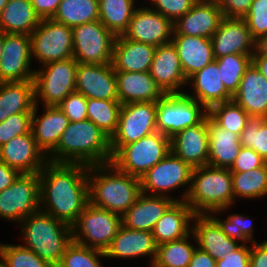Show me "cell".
Returning a JSON list of instances; mask_svg holds the SVG:
<instances>
[{"label":"cell","instance_id":"1","mask_svg":"<svg viewBox=\"0 0 267 267\" xmlns=\"http://www.w3.org/2000/svg\"><path fill=\"white\" fill-rule=\"evenodd\" d=\"M88 168L48 161L38 173L40 210L72 227L89 203Z\"/></svg>","mask_w":267,"mask_h":267},{"label":"cell","instance_id":"2","mask_svg":"<svg viewBox=\"0 0 267 267\" xmlns=\"http://www.w3.org/2000/svg\"><path fill=\"white\" fill-rule=\"evenodd\" d=\"M47 160L86 166L111 163L110 138L91 120L70 122Z\"/></svg>","mask_w":267,"mask_h":267},{"label":"cell","instance_id":"3","mask_svg":"<svg viewBox=\"0 0 267 267\" xmlns=\"http://www.w3.org/2000/svg\"><path fill=\"white\" fill-rule=\"evenodd\" d=\"M89 202L121 216L142 193L140 178L118 170L112 163L89 166Z\"/></svg>","mask_w":267,"mask_h":267},{"label":"cell","instance_id":"4","mask_svg":"<svg viewBox=\"0 0 267 267\" xmlns=\"http://www.w3.org/2000/svg\"><path fill=\"white\" fill-rule=\"evenodd\" d=\"M26 248L35 252L52 267H57L67 246L72 242V227L51 214L38 210L20 224Z\"/></svg>","mask_w":267,"mask_h":267},{"label":"cell","instance_id":"5","mask_svg":"<svg viewBox=\"0 0 267 267\" xmlns=\"http://www.w3.org/2000/svg\"><path fill=\"white\" fill-rule=\"evenodd\" d=\"M185 201L195 214L225 212L235 205L229 168L209 165L193 168L191 187Z\"/></svg>","mask_w":267,"mask_h":267},{"label":"cell","instance_id":"6","mask_svg":"<svg viewBox=\"0 0 267 267\" xmlns=\"http://www.w3.org/2000/svg\"><path fill=\"white\" fill-rule=\"evenodd\" d=\"M171 151L170 139L154 132L140 140L121 146L111 163L121 172L140 178Z\"/></svg>","mask_w":267,"mask_h":267},{"label":"cell","instance_id":"7","mask_svg":"<svg viewBox=\"0 0 267 267\" xmlns=\"http://www.w3.org/2000/svg\"><path fill=\"white\" fill-rule=\"evenodd\" d=\"M156 104L157 132L169 139L181 130L199 124L208 115V110L186 92L165 94Z\"/></svg>","mask_w":267,"mask_h":267},{"label":"cell","instance_id":"8","mask_svg":"<svg viewBox=\"0 0 267 267\" xmlns=\"http://www.w3.org/2000/svg\"><path fill=\"white\" fill-rule=\"evenodd\" d=\"M121 225L120 214L98 208L89 202L72 226L73 241L105 252Z\"/></svg>","mask_w":267,"mask_h":267},{"label":"cell","instance_id":"9","mask_svg":"<svg viewBox=\"0 0 267 267\" xmlns=\"http://www.w3.org/2000/svg\"><path fill=\"white\" fill-rule=\"evenodd\" d=\"M78 62L72 57L53 61L35 69V102L43 106H58L75 91Z\"/></svg>","mask_w":267,"mask_h":267},{"label":"cell","instance_id":"10","mask_svg":"<svg viewBox=\"0 0 267 267\" xmlns=\"http://www.w3.org/2000/svg\"><path fill=\"white\" fill-rule=\"evenodd\" d=\"M193 168L170 151L161 161L140 177L142 192L149 195L169 196L173 190L185 187L179 201H185L191 187ZM185 185V186H184Z\"/></svg>","mask_w":267,"mask_h":267},{"label":"cell","instance_id":"11","mask_svg":"<svg viewBox=\"0 0 267 267\" xmlns=\"http://www.w3.org/2000/svg\"><path fill=\"white\" fill-rule=\"evenodd\" d=\"M31 37V58L40 66L73 57L72 28L52 18L42 19Z\"/></svg>","mask_w":267,"mask_h":267},{"label":"cell","instance_id":"12","mask_svg":"<svg viewBox=\"0 0 267 267\" xmlns=\"http://www.w3.org/2000/svg\"><path fill=\"white\" fill-rule=\"evenodd\" d=\"M40 210L39 174L21 173L0 192V219L15 221L17 225L30 214Z\"/></svg>","mask_w":267,"mask_h":267},{"label":"cell","instance_id":"13","mask_svg":"<svg viewBox=\"0 0 267 267\" xmlns=\"http://www.w3.org/2000/svg\"><path fill=\"white\" fill-rule=\"evenodd\" d=\"M73 58L78 63H112L116 36L99 20L72 28Z\"/></svg>","mask_w":267,"mask_h":267},{"label":"cell","instance_id":"14","mask_svg":"<svg viewBox=\"0 0 267 267\" xmlns=\"http://www.w3.org/2000/svg\"><path fill=\"white\" fill-rule=\"evenodd\" d=\"M156 110V102L122 104L117 130L110 139L111 154L156 132Z\"/></svg>","mask_w":267,"mask_h":267},{"label":"cell","instance_id":"15","mask_svg":"<svg viewBox=\"0 0 267 267\" xmlns=\"http://www.w3.org/2000/svg\"><path fill=\"white\" fill-rule=\"evenodd\" d=\"M31 37L25 34L4 33L3 54L0 60V83L34 79L31 66Z\"/></svg>","mask_w":267,"mask_h":267},{"label":"cell","instance_id":"16","mask_svg":"<svg viewBox=\"0 0 267 267\" xmlns=\"http://www.w3.org/2000/svg\"><path fill=\"white\" fill-rule=\"evenodd\" d=\"M173 31V22L169 18L149 6H143L136 8L123 36L135 42L158 47L172 41Z\"/></svg>","mask_w":267,"mask_h":267},{"label":"cell","instance_id":"17","mask_svg":"<svg viewBox=\"0 0 267 267\" xmlns=\"http://www.w3.org/2000/svg\"><path fill=\"white\" fill-rule=\"evenodd\" d=\"M75 91L87 99L118 100L117 81L112 63H78Z\"/></svg>","mask_w":267,"mask_h":267},{"label":"cell","instance_id":"18","mask_svg":"<svg viewBox=\"0 0 267 267\" xmlns=\"http://www.w3.org/2000/svg\"><path fill=\"white\" fill-rule=\"evenodd\" d=\"M0 161L20 173L38 174L48 162L37 146L32 130L9 140L0 147Z\"/></svg>","mask_w":267,"mask_h":267},{"label":"cell","instance_id":"19","mask_svg":"<svg viewBox=\"0 0 267 267\" xmlns=\"http://www.w3.org/2000/svg\"><path fill=\"white\" fill-rule=\"evenodd\" d=\"M223 18L216 0H198L184 16L173 23V35L210 39Z\"/></svg>","mask_w":267,"mask_h":267},{"label":"cell","instance_id":"20","mask_svg":"<svg viewBox=\"0 0 267 267\" xmlns=\"http://www.w3.org/2000/svg\"><path fill=\"white\" fill-rule=\"evenodd\" d=\"M215 59L230 54L253 55L255 39L243 18H223L210 38Z\"/></svg>","mask_w":267,"mask_h":267},{"label":"cell","instance_id":"21","mask_svg":"<svg viewBox=\"0 0 267 267\" xmlns=\"http://www.w3.org/2000/svg\"><path fill=\"white\" fill-rule=\"evenodd\" d=\"M171 151L192 168L208 165L207 116L197 125L181 130L170 139Z\"/></svg>","mask_w":267,"mask_h":267},{"label":"cell","instance_id":"22","mask_svg":"<svg viewBox=\"0 0 267 267\" xmlns=\"http://www.w3.org/2000/svg\"><path fill=\"white\" fill-rule=\"evenodd\" d=\"M149 72L165 94L185 92L187 79L172 42L156 47Z\"/></svg>","mask_w":267,"mask_h":267},{"label":"cell","instance_id":"23","mask_svg":"<svg viewBox=\"0 0 267 267\" xmlns=\"http://www.w3.org/2000/svg\"><path fill=\"white\" fill-rule=\"evenodd\" d=\"M106 258H139L150 257V266L153 265L157 255V245L152 232L144 230H133L123 225L119 228L116 236L105 250Z\"/></svg>","mask_w":267,"mask_h":267},{"label":"cell","instance_id":"24","mask_svg":"<svg viewBox=\"0 0 267 267\" xmlns=\"http://www.w3.org/2000/svg\"><path fill=\"white\" fill-rule=\"evenodd\" d=\"M192 233L197 247L207 252L214 260H223L229 251L237 250L242 245L238 240L227 237L209 214L194 215Z\"/></svg>","mask_w":267,"mask_h":267},{"label":"cell","instance_id":"25","mask_svg":"<svg viewBox=\"0 0 267 267\" xmlns=\"http://www.w3.org/2000/svg\"><path fill=\"white\" fill-rule=\"evenodd\" d=\"M179 199L141 193L135 203L122 215V225L133 230L152 232L157 221Z\"/></svg>","mask_w":267,"mask_h":267},{"label":"cell","instance_id":"26","mask_svg":"<svg viewBox=\"0 0 267 267\" xmlns=\"http://www.w3.org/2000/svg\"><path fill=\"white\" fill-rule=\"evenodd\" d=\"M188 84L193 87L194 93L186 94L201 103L207 110L215 104L233 99L221 81L218 63L215 60L190 76L187 79V86Z\"/></svg>","mask_w":267,"mask_h":267},{"label":"cell","instance_id":"27","mask_svg":"<svg viewBox=\"0 0 267 267\" xmlns=\"http://www.w3.org/2000/svg\"><path fill=\"white\" fill-rule=\"evenodd\" d=\"M232 100L250 117L267 119V79L252 63L246 69Z\"/></svg>","mask_w":267,"mask_h":267},{"label":"cell","instance_id":"28","mask_svg":"<svg viewBox=\"0 0 267 267\" xmlns=\"http://www.w3.org/2000/svg\"><path fill=\"white\" fill-rule=\"evenodd\" d=\"M155 46L116 36L113 46L112 65L115 72H149Z\"/></svg>","mask_w":267,"mask_h":267},{"label":"cell","instance_id":"29","mask_svg":"<svg viewBox=\"0 0 267 267\" xmlns=\"http://www.w3.org/2000/svg\"><path fill=\"white\" fill-rule=\"evenodd\" d=\"M38 105L33 110L31 130L37 146L47 156L57 146L70 120L57 106H43L44 113L37 117Z\"/></svg>","mask_w":267,"mask_h":267},{"label":"cell","instance_id":"30","mask_svg":"<svg viewBox=\"0 0 267 267\" xmlns=\"http://www.w3.org/2000/svg\"><path fill=\"white\" fill-rule=\"evenodd\" d=\"M195 213L186 201H175L155 224L152 235L157 246L182 239L192 232Z\"/></svg>","mask_w":267,"mask_h":267},{"label":"cell","instance_id":"31","mask_svg":"<svg viewBox=\"0 0 267 267\" xmlns=\"http://www.w3.org/2000/svg\"><path fill=\"white\" fill-rule=\"evenodd\" d=\"M115 76L121 104L157 102L165 95L150 72H115Z\"/></svg>","mask_w":267,"mask_h":267},{"label":"cell","instance_id":"32","mask_svg":"<svg viewBox=\"0 0 267 267\" xmlns=\"http://www.w3.org/2000/svg\"><path fill=\"white\" fill-rule=\"evenodd\" d=\"M171 42L177 50L186 79L215 60L211 39L189 35H172Z\"/></svg>","mask_w":267,"mask_h":267},{"label":"cell","instance_id":"33","mask_svg":"<svg viewBox=\"0 0 267 267\" xmlns=\"http://www.w3.org/2000/svg\"><path fill=\"white\" fill-rule=\"evenodd\" d=\"M34 80L0 83V123L18 113H33Z\"/></svg>","mask_w":267,"mask_h":267},{"label":"cell","instance_id":"34","mask_svg":"<svg viewBox=\"0 0 267 267\" xmlns=\"http://www.w3.org/2000/svg\"><path fill=\"white\" fill-rule=\"evenodd\" d=\"M209 133L208 165L216 168H230L239 155L240 137L220 128L207 115Z\"/></svg>","mask_w":267,"mask_h":267},{"label":"cell","instance_id":"35","mask_svg":"<svg viewBox=\"0 0 267 267\" xmlns=\"http://www.w3.org/2000/svg\"><path fill=\"white\" fill-rule=\"evenodd\" d=\"M39 23L31 0H8L0 15V30L6 34L30 36Z\"/></svg>","mask_w":267,"mask_h":267},{"label":"cell","instance_id":"36","mask_svg":"<svg viewBox=\"0 0 267 267\" xmlns=\"http://www.w3.org/2000/svg\"><path fill=\"white\" fill-rule=\"evenodd\" d=\"M135 8V0H99V21L115 36L123 35Z\"/></svg>","mask_w":267,"mask_h":267},{"label":"cell","instance_id":"37","mask_svg":"<svg viewBox=\"0 0 267 267\" xmlns=\"http://www.w3.org/2000/svg\"><path fill=\"white\" fill-rule=\"evenodd\" d=\"M53 20L71 28L99 20V0H61Z\"/></svg>","mask_w":267,"mask_h":267},{"label":"cell","instance_id":"38","mask_svg":"<svg viewBox=\"0 0 267 267\" xmlns=\"http://www.w3.org/2000/svg\"><path fill=\"white\" fill-rule=\"evenodd\" d=\"M234 199H258L267 196V162L247 172H231Z\"/></svg>","mask_w":267,"mask_h":267},{"label":"cell","instance_id":"39","mask_svg":"<svg viewBox=\"0 0 267 267\" xmlns=\"http://www.w3.org/2000/svg\"><path fill=\"white\" fill-rule=\"evenodd\" d=\"M193 236V237H192ZM191 237V242H189ZM191 232L186 237L157 246V255L151 267H188L194 250Z\"/></svg>","mask_w":267,"mask_h":267},{"label":"cell","instance_id":"40","mask_svg":"<svg viewBox=\"0 0 267 267\" xmlns=\"http://www.w3.org/2000/svg\"><path fill=\"white\" fill-rule=\"evenodd\" d=\"M122 104L119 100L87 99V116L110 139L118 127Z\"/></svg>","mask_w":267,"mask_h":267},{"label":"cell","instance_id":"41","mask_svg":"<svg viewBox=\"0 0 267 267\" xmlns=\"http://www.w3.org/2000/svg\"><path fill=\"white\" fill-rule=\"evenodd\" d=\"M209 118L220 128L237 134L239 137L251 118L249 114L233 100L218 103L208 109Z\"/></svg>","mask_w":267,"mask_h":267},{"label":"cell","instance_id":"42","mask_svg":"<svg viewBox=\"0 0 267 267\" xmlns=\"http://www.w3.org/2000/svg\"><path fill=\"white\" fill-rule=\"evenodd\" d=\"M215 61L218 63L222 83L233 96L239 88L246 69L252 63V55L230 54L219 57Z\"/></svg>","mask_w":267,"mask_h":267},{"label":"cell","instance_id":"43","mask_svg":"<svg viewBox=\"0 0 267 267\" xmlns=\"http://www.w3.org/2000/svg\"><path fill=\"white\" fill-rule=\"evenodd\" d=\"M220 211H213L209 215L217 222L222 232L229 238L238 240L242 244L256 242L254 237V225L250 217L242 214H228L227 218H219ZM218 216V217H217ZM217 217V218H216Z\"/></svg>","mask_w":267,"mask_h":267},{"label":"cell","instance_id":"44","mask_svg":"<svg viewBox=\"0 0 267 267\" xmlns=\"http://www.w3.org/2000/svg\"><path fill=\"white\" fill-rule=\"evenodd\" d=\"M100 257H105L104 251L83 246L72 240L57 267H102Z\"/></svg>","mask_w":267,"mask_h":267},{"label":"cell","instance_id":"45","mask_svg":"<svg viewBox=\"0 0 267 267\" xmlns=\"http://www.w3.org/2000/svg\"><path fill=\"white\" fill-rule=\"evenodd\" d=\"M241 146L255 150L267 162V119L251 117L240 135Z\"/></svg>","mask_w":267,"mask_h":267},{"label":"cell","instance_id":"46","mask_svg":"<svg viewBox=\"0 0 267 267\" xmlns=\"http://www.w3.org/2000/svg\"><path fill=\"white\" fill-rule=\"evenodd\" d=\"M0 254L4 258L7 267H52L22 244L0 243Z\"/></svg>","mask_w":267,"mask_h":267},{"label":"cell","instance_id":"47","mask_svg":"<svg viewBox=\"0 0 267 267\" xmlns=\"http://www.w3.org/2000/svg\"><path fill=\"white\" fill-rule=\"evenodd\" d=\"M33 113H18L0 123V147L16 136L29 133Z\"/></svg>","mask_w":267,"mask_h":267},{"label":"cell","instance_id":"48","mask_svg":"<svg viewBox=\"0 0 267 267\" xmlns=\"http://www.w3.org/2000/svg\"><path fill=\"white\" fill-rule=\"evenodd\" d=\"M243 19L255 40L267 35V0H253L249 12Z\"/></svg>","mask_w":267,"mask_h":267},{"label":"cell","instance_id":"49","mask_svg":"<svg viewBox=\"0 0 267 267\" xmlns=\"http://www.w3.org/2000/svg\"><path fill=\"white\" fill-rule=\"evenodd\" d=\"M151 1L149 6L169 18L173 23L180 17L184 16L198 0H148Z\"/></svg>","mask_w":267,"mask_h":267},{"label":"cell","instance_id":"50","mask_svg":"<svg viewBox=\"0 0 267 267\" xmlns=\"http://www.w3.org/2000/svg\"><path fill=\"white\" fill-rule=\"evenodd\" d=\"M57 107L66 115L70 122L88 119L87 98L76 91L70 93Z\"/></svg>","mask_w":267,"mask_h":267},{"label":"cell","instance_id":"51","mask_svg":"<svg viewBox=\"0 0 267 267\" xmlns=\"http://www.w3.org/2000/svg\"><path fill=\"white\" fill-rule=\"evenodd\" d=\"M265 163L264 159L255 150L241 146L239 155L229 170L231 172H247L261 167Z\"/></svg>","mask_w":267,"mask_h":267},{"label":"cell","instance_id":"52","mask_svg":"<svg viewBox=\"0 0 267 267\" xmlns=\"http://www.w3.org/2000/svg\"><path fill=\"white\" fill-rule=\"evenodd\" d=\"M251 244H242L237 250H231L223 260H216V267H250Z\"/></svg>","mask_w":267,"mask_h":267},{"label":"cell","instance_id":"53","mask_svg":"<svg viewBox=\"0 0 267 267\" xmlns=\"http://www.w3.org/2000/svg\"><path fill=\"white\" fill-rule=\"evenodd\" d=\"M225 18H243L253 0H216Z\"/></svg>","mask_w":267,"mask_h":267},{"label":"cell","instance_id":"54","mask_svg":"<svg viewBox=\"0 0 267 267\" xmlns=\"http://www.w3.org/2000/svg\"><path fill=\"white\" fill-rule=\"evenodd\" d=\"M61 0H31L35 14L42 19H50L56 13Z\"/></svg>","mask_w":267,"mask_h":267},{"label":"cell","instance_id":"55","mask_svg":"<svg viewBox=\"0 0 267 267\" xmlns=\"http://www.w3.org/2000/svg\"><path fill=\"white\" fill-rule=\"evenodd\" d=\"M250 267H267V240L252 242L250 251Z\"/></svg>","mask_w":267,"mask_h":267},{"label":"cell","instance_id":"56","mask_svg":"<svg viewBox=\"0 0 267 267\" xmlns=\"http://www.w3.org/2000/svg\"><path fill=\"white\" fill-rule=\"evenodd\" d=\"M188 267H216V260H214L207 252L196 247Z\"/></svg>","mask_w":267,"mask_h":267},{"label":"cell","instance_id":"57","mask_svg":"<svg viewBox=\"0 0 267 267\" xmlns=\"http://www.w3.org/2000/svg\"><path fill=\"white\" fill-rule=\"evenodd\" d=\"M21 173L0 161V192L8 188Z\"/></svg>","mask_w":267,"mask_h":267},{"label":"cell","instance_id":"58","mask_svg":"<svg viewBox=\"0 0 267 267\" xmlns=\"http://www.w3.org/2000/svg\"><path fill=\"white\" fill-rule=\"evenodd\" d=\"M252 56L267 57V35L260 36L255 40V49Z\"/></svg>","mask_w":267,"mask_h":267},{"label":"cell","instance_id":"59","mask_svg":"<svg viewBox=\"0 0 267 267\" xmlns=\"http://www.w3.org/2000/svg\"><path fill=\"white\" fill-rule=\"evenodd\" d=\"M252 64L267 79V57L252 56Z\"/></svg>","mask_w":267,"mask_h":267},{"label":"cell","instance_id":"60","mask_svg":"<svg viewBox=\"0 0 267 267\" xmlns=\"http://www.w3.org/2000/svg\"><path fill=\"white\" fill-rule=\"evenodd\" d=\"M4 32L0 30V60L3 54Z\"/></svg>","mask_w":267,"mask_h":267},{"label":"cell","instance_id":"61","mask_svg":"<svg viewBox=\"0 0 267 267\" xmlns=\"http://www.w3.org/2000/svg\"><path fill=\"white\" fill-rule=\"evenodd\" d=\"M8 0H0V15L3 11L4 6L7 4Z\"/></svg>","mask_w":267,"mask_h":267},{"label":"cell","instance_id":"62","mask_svg":"<svg viewBox=\"0 0 267 267\" xmlns=\"http://www.w3.org/2000/svg\"><path fill=\"white\" fill-rule=\"evenodd\" d=\"M0 267H7V264L1 254H0Z\"/></svg>","mask_w":267,"mask_h":267}]
</instances>
